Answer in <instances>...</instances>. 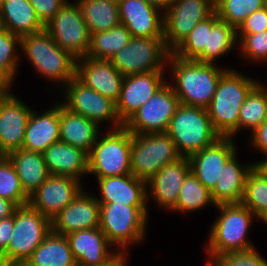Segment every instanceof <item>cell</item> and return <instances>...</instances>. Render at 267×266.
Masks as SVG:
<instances>
[{
    "label": "cell",
    "mask_w": 267,
    "mask_h": 266,
    "mask_svg": "<svg viewBox=\"0 0 267 266\" xmlns=\"http://www.w3.org/2000/svg\"><path fill=\"white\" fill-rule=\"evenodd\" d=\"M148 206L100 203L99 228L119 252L127 253L130 244L141 243L146 234ZM120 249V250H119Z\"/></svg>",
    "instance_id": "obj_6"
},
{
    "label": "cell",
    "mask_w": 267,
    "mask_h": 266,
    "mask_svg": "<svg viewBox=\"0 0 267 266\" xmlns=\"http://www.w3.org/2000/svg\"><path fill=\"white\" fill-rule=\"evenodd\" d=\"M90 35L107 31L121 23L118 2L114 0H76Z\"/></svg>",
    "instance_id": "obj_31"
},
{
    "label": "cell",
    "mask_w": 267,
    "mask_h": 266,
    "mask_svg": "<svg viewBox=\"0 0 267 266\" xmlns=\"http://www.w3.org/2000/svg\"><path fill=\"white\" fill-rule=\"evenodd\" d=\"M250 140L252 148L263 153L266 157L262 161L255 162V165H266L267 164V120L261 123L252 133Z\"/></svg>",
    "instance_id": "obj_46"
},
{
    "label": "cell",
    "mask_w": 267,
    "mask_h": 266,
    "mask_svg": "<svg viewBox=\"0 0 267 266\" xmlns=\"http://www.w3.org/2000/svg\"><path fill=\"white\" fill-rule=\"evenodd\" d=\"M266 120V87L259 83L247 95L240 108L238 118V132L248 129L252 133Z\"/></svg>",
    "instance_id": "obj_37"
},
{
    "label": "cell",
    "mask_w": 267,
    "mask_h": 266,
    "mask_svg": "<svg viewBox=\"0 0 267 266\" xmlns=\"http://www.w3.org/2000/svg\"><path fill=\"white\" fill-rule=\"evenodd\" d=\"M211 29L212 14L200 21L172 54L184 60H197L204 53L205 47H208Z\"/></svg>",
    "instance_id": "obj_38"
},
{
    "label": "cell",
    "mask_w": 267,
    "mask_h": 266,
    "mask_svg": "<svg viewBox=\"0 0 267 266\" xmlns=\"http://www.w3.org/2000/svg\"><path fill=\"white\" fill-rule=\"evenodd\" d=\"M167 64L174 78L172 84L170 80V85L179 102L205 109L211 103L221 76L228 70L226 67H217L216 63L184 60L172 53L168 56Z\"/></svg>",
    "instance_id": "obj_1"
},
{
    "label": "cell",
    "mask_w": 267,
    "mask_h": 266,
    "mask_svg": "<svg viewBox=\"0 0 267 266\" xmlns=\"http://www.w3.org/2000/svg\"><path fill=\"white\" fill-rule=\"evenodd\" d=\"M241 203L260 220L267 213V166L255 165L247 174Z\"/></svg>",
    "instance_id": "obj_35"
},
{
    "label": "cell",
    "mask_w": 267,
    "mask_h": 266,
    "mask_svg": "<svg viewBox=\"0 0 267 266\" xmlns=\"http://www.w3.org/2000/svg\"><path fill=\"white\" fill-rule=\"evenodd\" d=\"M238 153H235L222 170L219 180L211 190V196L215 205L241 203L247 174L255 166V163L241 165L238 162Z\"/></svg>",
    "instance_id": "obj_27"
},
{
    "label": "cell",
    "mask_w": 267,
    "mask_h": 266,
    "mask_svg": "<svg viewBox=\"0 0 267 266\" xmlns=\"http://www.w3.org/2000/svg\"><path fill=\"white\" fill-rule=\"evenodd\" d=\"M20 178L25 194L30 197L51 175L44 161L43 153L14 150L5 155Z\"/></svg>",
    "instance_id": "obj_29"
},
{
    "label": "cell",
    "mask_w": 267,
    "mask_h": 266,
    "mask_svg": "<svg viewBox=\"0 0 267 266\" xmlns=\"http://www.w3.org/2000/svg\"><path fill=\"white\" fill-rule=\"evenodd\" d=\"M100 203L82 190L79 195L52 220V232L68 235L79 230L99 227Z\"/></svg>",
    "instance_id": "obj_20"
},
{
    "label": "cell",
    "mask_w": 267,
    "mask_h": 266,
    "mask_svg": "<svg viewBox=\"0 0 267 266\" xmlns=\"http://www.w3.org/2000/svg\"><path fill=\"white\" fill-rule=\"evenodd\" d=\"M18 207L15 202L0 197V220L14 215Z\"/></svg>",
    "instance_id": "obj_48"
},
{
    "label": "cell",
    "mask_w": 267,
    "mask_h": 266,
    "mask_svg": "<svg viewBox=\"0 0 267 266\" xmlns=\"http://www.w3.org/2000/svg\"><path fill=\"white\" fill-rule=\"evenodd\" d=\"M0 266H14V265H4V264H0Z\"/></svg>",
    "instance_id": "obj_56"
},
{
    "label": "cell",
    "mask_w": 267,
    "mask_h": 266,
    "mask_svg": "<svg viewBox=\"0 0 267 266\" xmlns=\"http://www.w3.org/2000/svg\"><path fill=\"white\" fill-rule=\"evenodd\" d=\"M127 254L118 252L108 263L101 265V266H124Z\"/></svg>",
    "instance_id": "obj_50"
},
{
    "label": "cell",
    "mask_w": 267,
    "mask_h": 266,
    "mask_svg": "<svg viewBox=\"0 0 267 266\" xmlns=\"http://www.w3.org/2000/svg\"><path fill=\"white\" fill-rule=\"evenodd\" d=\"M170 53L163 38L131 37L128 44L115 53L110 61L123 76L166 71Z\"/></svg>",
    "instance_id": "obj_10"
},
{
    "label": "cell",
    "mask_w": 267,
    "mask_h": 266,
    "mask_svg": "<svg viewBox=\"0 0 267 266\" xmlns=\"http://www.w3.org/2000/svg\"><path fill=\"white\" fill-rule=\"evenodd\" d=\"M237 40L239 51L249 62H267V30L255 34H237Z\"/></svg>",
    "instance_id": "obj_43"
},
{
    "label": "cell",
    "mask_w": 267,
    "mask_h": 266,
    "mask_svg": "<svg viewBox=\"0 0 267 266\" xmlns=\"http://www.w3.org/2000/svg\"><path fill=\"white\" fill-rule=\"evenodd\" d=\"M60 103L39 114L33 111L26 125L22 149L43 153L60 140Z\"/></svg>",
    "instance_id": "obj_25"
},
{
    "label": "cell",
    "mask_w": 267,
    "mask_h": 266,
    "mask_svg": "<svg viewBox=\"0 0 267 266\" xmlns=\"http://www.w3.org/2000/svg\"><path fill=\"white\" fill-rule=\"evenodd\" d=\"M68 0H29L38 18L45 25Z\"/></svg>",
    "instance_id": "obj_45"
},
{
    "label": "cell",
    "mask_w": 267,
    "mask_h": 266,
    "mask_svg": "<svg viewBox=\"0 0 267 266\" xmlns=\"http://www.w3.org/2000/svg\"><path fill=\"white\" fill-rule=\"evenodd\" d=\"M100 129L92 120L70 111L60 103V141L89 154L97 137L103 134Z\"/></svg>",
    "instance_id": "obj_28"
},
{
    "label": "cell",
    "mask_w": 267,
    "mask_h": 266,
    "mask_svg": "<svg viewBox=\"0 0 267 266\" xmlns=\"http://www.w3.org/2000/svg\"><path fill=\"white\" fill-rule=\"evenodd\" d=\"M1 28L20 38L45 29L29 0H5L0 5Z\"/></svg>",
    "instance_id": "obj_30"
},
{
    "label": "cell",
    "mask_w": 267,
    "mask_h": 266,
    "mask_svg": "<svg viewBox=\"0 0 267 266\" xmlns=\"http://www.w3.org/2000/svg\"><path fill=\"white\" fill-rule=\"evenodd\" d=\"M82 181L61 175H50L29 197V205L52 220L84 189Z\"/></svg>",
    "instance_id": "obj_16"
},
{
    "label": "cell",
    "mask_w": 267,
    "mask_h": 266,
    "mask_svg": "<svg viewBox=\"0 0 267 266\" xmlns=\"http://www.w3.org/2000/svg\"><path fill=\"white\" fill-rule=\"evenodd\" d=\"M232 137H220L213 144L190 155L191 172L210 191L214 188L226 162L237 153Z\"/></svg>",
    "instance_id": "obj_18"
},
{
    "label": "cell",
    "mask_w": 267,
    "mask_h": 266,
    "mask_svg": "<svg viewBox=\"0 0 267 266\" xmlns=\"http://www.w3.org/2000/svg\"><path fill=\"white\" fill-rule=\"evenodd\" d=\"M12 83L13 82L0 70V96L12 92Z\"/></svg>",
    "instance_id": "obj_49"
},
{
    "label": "cell",
    "mask_w": 267,
    "mask_h": 266,
    "mask_svg": "<svg viewBox=\"0 0 267 266\" xmlns=\"http://www.w3.org/2000/svg\"><path fill=\"white\" fill-rule=\"evenodd\" d=\"M77 266H101L119 251L111 252L113 245L99 227L79 230L66 235Z\"/></svg>",
    "instance_id": "obj_23"
},
{
    "label": "cell",
    "mask_w": 267,
    "mask_h": 266,
    "mask_svg": "<svg viewBox=\"0 0 267 266\" xmlns=\"http://www.w3.org/2000/svg\"><path fill=\"white\" fill-rule=\"evenodd\" d=\"M266 120H267V86H266Z\"/></svg>",
    "instance_id": "obj_54"
},
{
    "label": "cell",
    "mask_w": 267,
    "mask_h": 266,
    "mask_svg": "<svg viewBox=\"0 0 267 266\" xmlns=\"http://www.w3.org/2000/svg\"><path fill=\"white\" fill-rule=\"evenodd\" d=\"M20 48L22 55L35 67V72L44 76L43 79L62 82L65 86L76 77L77 59L58 46L45 29L22 36Z\"/></svg>",
    "instance_id": "obj_4"
},
{
    "label": "cell",
    "mask_w": 267,
    "mask_h": 266,
    "mask_svg": "<svg viewBox=\"0 0 267 266\" xmlns=\"http://www.w3.org/2000/svg\"><path fill=\"white\" fill-rule=\"evenodd\" d=\"M237 34H255L267 30V10L263 7L250 14L236 29Z\"/></svg>",
    "instance_id": "obj_44"
},
{
    "label": "cell",
    "mask_w": 267,
    "mask_h": 266,
    "mask_svg": "<svg viewBox=\"0 0 267 266\" xmlns=\"http://www.w3.org/2000/svg\"><path fill=\"white\" fill-rule=\"evenodd\" d=\"M43 157L51 175L69 176L80 181L83 175H88V153L68 143L54 142L43 152Z\"/></svg>",
    "instance_id": "obj_26"
},
{
    "label": "cell",
    "mask_w": 267,
    "mask_h": 266,
    "mask_svg": "<svg viewBox=\"0 0 267 266\" xmlns=\"http://www.w3.org/2000/svg\"><path fill=\"white\" fill-rule=\"evenodd\" d=\"M163 74L164 71H150L124 76L115 103L117 117L123 125L167 82Z\"/></svg>",
    "instance_id": "obj_15"
},
{
    "label": "cell",
    "mask_w": 267,
    "mask_h": 266,
    "mask_svg": "<svg viewBox=\"0 0 267 266\" xmlns=\"http://www.w3.org/2000/svg\"><path fill=\"white\" fill-rule=\"evenodd\" d=\"M14 225V215L0 220V257L5 253L10 243Z\"/></svg>",
    "instance_id": "obj_47"
},
{
    "label": "cell",
    "mask_w": 267,
    "mask_h": 266,
    "mask_svg": "<svg viewBox=\"0 0 267 266\" xmlns=\"http://www.w3.org/2000/svg\"><path fill=\"white\" fill-rule=\"evenodd\" d=\"M264 8L267 10V0H264Z\"/></svg>",
    "instance_id": "obj_55"
},
{
    "label": "cell",
    "mask_w": 267,
    "mask_h": 266,
    "mask_svg": "<svg viewBox=\"0 0 267 266\" xmlns=\"http://www.w3.org/2000/svg\"><path fill=\"white\" fill-rule=\"evenodd\" d=\"M20 37L9 30L0 28V70L14 82L18 75L19 58L16 49L20 48ZM18 47V48H16Z\"/></svg>",
    "instance_id": "obj_41"
},
{
    "label": "cell",
    "mask_w": 267,
    "mask_h": 266,
    "mask_svg": "<svg viewBox=\"0 0 267 266\" xmlns=\"http://www.w3.org/2000/svg\"><path fill=\"white\" fill-rule=\"evenodd\" d=\"M258 82L233 68L221 76L207 108L213 127L221 137L234 138L238 134L240 108Z\"/></svg>",
    "instance_id": "obj_2"
},
{
    "label": "cell",
    "mask_w": 267,
    "mask_h": 266,
    "mask_svg": "<svg viewBox=\"0 0 267 266\" xmlns=\"http://www.w3.org/2000/svg\"><path fill=\"white\" fill-rule=\"evenodd\" d=\"M28 261L35 266H77L67 237L52 231L34 250Z\"/></svg>",
    "instance_id": "obj_32"
},
{
    "label": "cell",
    "mask_w": 267,
    "mask_h": 266,
    "mask_svg": "<svg viewBox=\"0 0 267 266\" xmlns=\"http://www.w3.org/2000/svg\"><path fill=\"white\" fill-rule=\"evenodd\" d=\"M74 2L68 0L45 24V30L58 46L79 59L87 56L91 35L79 5Z\"/></svg>",
    "instance_id": "obj_11"
},
{
    "label": "cell",
    "mask_w": 267,
    "mask_h": 266,
    "mask_svg": "<svg viewBox=\"0 0 267 266\" xmlns=\"http://www.w3.org/2000/svg\"><path fill=\"white\" fill-rule=\"evenodd\" d=\"M182 157L166 132L132 134L131 174L149 181L165 165Z\"/></svg>",
    "instance_id": "obj_9"
},
{
    "label": "cell",
    "mask_w": 267,
    "mask_h": 266,
    "mask_svg": "<svg viewBox=\"0 0 267 266\" xmlns=\"http://www.w3.org/2000/svg\"><path fill=\"white\" fill-rule=\"evenodd\" d=\"M148 3L160 8L163 12L168 8L172 0H145Z\"/></svg>",
    "instance_id": "obj_51"
},
{
    "label": "cell",
    "mask_w": 267,
    "mask_h": 266,
    "mask_svg": "<svg viewBox=\"0 0 267 266\" xmlns=\"http://www.w3.org/2000/svg\"><path fill=\"white\" fill-rule=\"evenodd\" d=\"M121 23L131 37L163 38L164 12L145 0H119Z\"/></svg>",
    "instance_id": "obj_19"
},
{
    "label": "cell",
    "mask_w": 267,
    "mask_h": 266,
    "mask_svg": "<svg viewBox=\"0 0 267 266\" xmlns=\"http://www.w3.org/2000/svg\"><path fill=\"white\" fill-rule=\"evenodd\" d=\"M214 7L220 20L237 29L250 14L264 7V0H214Z\"/></svg>",
    "instance_id": "obj_39"
},
{
    "label": "cell",
    "mask_w": 267,
    "mask_h": 266,
    "mask_svg": "<svg viewBox=\"0 0 267 266\" xmlns=\"http://www.w3.org/2000/svg\"><path fill=\"white\" fill-rule=\"evenodd\" d=\"M237 45L236 28L220 20L214 11L212 13V29L209 32L208 47H205L204 53L196 61L215 63Z\"/></svg>",
    "instance_id": "obj_33"
},
{
    "label": "cell",
    "mask_w": 267,
    "mask_h": 266,
    "mask_svg": "<svg viewBox=\"0 0 267 266\" xmlns=\"http://www.w3.org/2000/svg\"><path fill=\"white\" fill-rule=\"evenodd\" d=\"M107 129L88 154V174L97 178L131 174L132 133L124 126Z\"/></svg>",
    "instance_id": "obj_7"
},
{
    "label": "cell",
    "mask_w": 267,
    "mask_h": 266,
    "mask_svg": "<svg viewBox=\"0 0 267 266\" xmlns=\"http://www.w3.org/2000/svg\"><path fill=\"white\" fill-rule=\"evenodd\" d=\"M14 266H35V265L31 264L28 260H26V261L19 262L15 264Z\"/></svg>",
    "instance_id": "obj_52"
},
{
    "label": "cell",
    "mask_w": 267,
    "mask_h": 266,
    "mask_svg": "<svg viewBox=\"0 0 267 266\" xmlns=\"http://www.w3.org/2000/svg\"><path fill=\"white\" fill-rule=\"evenodd\" d=\"M215 207L220 214L210 229L209 242L204 246L209 257L207 263L217 255L255 247L247 237L252 221L257 219L255 214L242 203Z\"/></svg>",
    "instance_id": "obj_3"
},
{
    "label": "cell",
    "mask_w": 267,
    "mask_h": 266,
    "mask_svg": "<svg viewBox=\"0 0 267 266\" xmlns=\"http://www.w3.org/2000/svg\"><path fill=\"white\" fill-rule=\"evenodd\" d=\"M179 104L175 91L166 82L123 126L132 134L166 132Z\"/></svg>",
    "instance_id": "obj_13"
},
{
    "label": "cell",
    "mask_w": 267,
    "mask_h": 266,
    "mask_svg": "<svg viewBox=\"0 0 267 266\" xmlns=\"http://www.w3.org/2000/svg\"><path fill=\"white\" fill-rule=\"evenodd\" d=\"M60 90L65 93L61 102L70 111L78 113L95 122L99 127L104 121H111L113 129L123 126L117 117L115 102L102 96L97 91L85 86L76 77L71 79ZM67 100V101H66Z\"/></svg>",
    "instance_id": "obj_14"
},
{
    "label": "cell",
    "mask_w": 267,
    "mask_h": 266,
    "mask_svg": "<svg viewBox=\"0 0 267 266\" xmlns=\"http://www.w3.org/2000/svg\"><path fill=\"white\" fill-rule=\"evenodd\" d=\"M51 231L50 219L29 204L19 206L14 212L12 237L0 264L15 265L28 260Z\"/></svg>",
    "instance_id": "obj_8"
},
{
    "label": "cell",
    "mask_w": 267,
    "mask_h": 266,
    "mask_svg": "<svg viewBox=\"0 0 267 266\" xmlns=\"http://www.w3.org/2000/svg\"><path fill=\"white\" fill-rule=\"evenodd\" d=\"M130 38V31L122 23L107 31L94 33L90 38L87 56L98 60H110L128 44Z\"/></svg>",
    "instance_id": "obj_34"
},
{
    "label": "cell",
    "mask_w": 267,
    "mask_h": 266,
    "mask_svg": "<svg viewBox=\"0 0 267 266\" xmlns=\"http://www.w3.org/2000/svg\"><path fill=\"white\" fill-rule=\"evenodd\" d=\"M215 11L214 0H172L164 11L163 39L172 53L191 30Z\"/></svg>",
    "instance_id": "obj_12"
},
{
    "label": "cell",
    "mask_w": 267,
    "mask_h": 266,
    "mask_svg": "<svg viewBox=\"0 0 267 266\" xmlns=\"http://www.w3.org/2000/svg\"><path fill=\"white\" fill-rule=\"evenodd\" d=\"M260 221L267 224V213L260 219Z\"/></svg>",
    "instance_id": "obj_53"
},
{
    "label": "cell",
    "mask_w": 267,
    "mask_h": 266,
    "mask_svg": "<svg viewBox=\"0 0 267 266\" xmlns=\"http://www.w3.org/2000/svg\"><path fill=\"white\" fill-rule=\"evenodd\" d=\"M210 204L216 206L211 191L190 172L180 189L176 205L170 211L184 214L185 212H195Z\"/></svg>",
    "instance_id": "obj_36"
},
{
    "label": "cell",
    "mask_w": 267,
    "mask_h": 266,
    "mask_svg": "<svg viewBox=\"0 0 267 266\" xmlns=\"http://www.w3.org/2000/svg\"><path fill=\"white\" fill-rule=\"evenodd\" d=\"M31 112L14 93L0 96V156L22 148Z\"/></svg>",
    "instance_id": "obj_17"
},
{
    "label": "cell",
    "mask_w": 267,
    "mask_h": 266,
    "mask_svg": "<svg viewBox=\"0 0 267 266\" xmlns=\"http://www.w3.org/2000/svg\"><path fill=\"white\" fill-rule=\"evenodd\" d=\"M76 78L85 86L116 103L124 76L112 65L110 60H98L84 56L77 59Z\"/></svg>",
    "instance_id": "obj_21"
},
{
    "label": "cell",
    "mask_w": 267,
    "mask_h": 266,
    "mask_svg": "<svg viewBox=\"0 0 267 266\" xmlns=\"http://www.w3.org/2000/svg\"><path fill=\"white\" fill-rule=\"evenodd\" d=\"M190 172L188 157H180L165 165L147 181V202L151 201V197L161 208L171 210L176 205L180 189Z\"/></svg>",
    "instance_id": "obj_22"
},
{
    "label": "cell",
    "mask_w": 267,
    "mask_h": 266,
    "mask_svg": "<svg viewBox=\"0 0 267 266\" xmlns=\"http://www.w3.org/2000/svg\"><path fill=\"white\" fill-rule=\"evenodd\" d=\"M0 197L15 202L18 206L29 203L20 178L5 155L0 156Z\"/></svg>",
    "instance_id": "obj_40"
},
{
    "label": "cell",
    "mask_w": 267,
    "mask_h": 266,
    "mask_svg": "<svg viewBox=\"0 0 267 266\" xmlns=\"http://www.w3.org/2000/svg\"><path fill=\"white\" fill-rule=\"evenodd\" d=\"M166 133L182 157L201 151L221 137L214 129L207 109L181 103L170 119Z\"/></svg>",
    "instance_id": "obj_5"
},
{
    "label": "cell",
    "mask_w": 267,
    "mask_h": 266,
    "mask_svg": "<svg viewBox=\"0 0 267 266\" xmlns=\"http://www.w3.org/2000/svg\"><path fill=\"white\" fill-rule=\"evenodd\" d=\"M207 266H267V261L257 248L223 253L213 257Z\"/></svg>",
    "instance_id": "obj_42"
},
{
    "label": "cell",
    "mask_w": 267,
    "mask_h": 266,
    "mask_svg": "<svg viewBox=\"0 0 267 266\" xmlns=\"http://www.w3.org/2000/svg\"><path fill=\"white\" fill-rule=\"evenodd\" d=\"M101 196H95L99 203L148 206L147 182L133 174L97 178Z\"/></svg>",
    "instance_id": "obj_24"
}]
</instances>
